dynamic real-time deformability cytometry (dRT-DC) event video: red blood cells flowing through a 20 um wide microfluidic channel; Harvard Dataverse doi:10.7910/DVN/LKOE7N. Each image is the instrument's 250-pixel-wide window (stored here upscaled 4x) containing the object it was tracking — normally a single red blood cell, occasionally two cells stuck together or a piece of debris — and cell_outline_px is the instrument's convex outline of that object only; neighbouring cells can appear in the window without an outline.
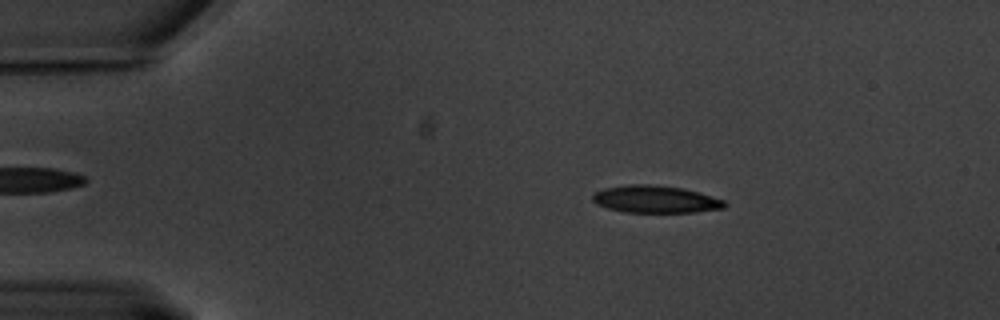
{"species": "common noctule bat (a hibernating species)", "species_latin": "Nyctalus noctula", "temperature_condition": "warm", "stored_images_in_passage": 60, "camera_frame_rate_fps": 3000, "um_per_image_px": 0.085, "animal": {"sex": "male", "body_mass_g": 20.1, "forearm_length_mm": 53.5}, "frame": {"image": 1, "passage_image": 10, "time_ms": 3.0, "image_size_px": [1000, 320], "cell_outline_px": [[728, 204], [724, 208], [696, 212], [624, 212], [608, 208], [596, 204], [592, 200], [592, 192], [604, 188], [632, 184], [652, 184], [684, 188], [724, 200]], "centroid_in_image_um": [55.69, 16.93], "position_along_channel_um": 29.3, "area_um2": 21.1}}
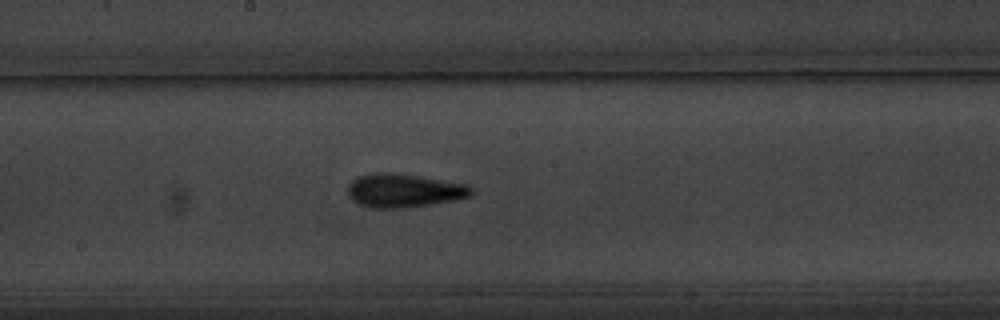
{"frame": {"image": 2, "passage_image": 32, "time_ms": 10.333, "image_size_px": [1000, 320], "cell_outline_px": [[472, 196], [456, 200], [400, 208], [372, 208], [360, 204], [348, 192], [348, 184], [352, 180], [360, 176], [376, 172], [388, 172], [420, 176], [472, 184]], "centroid_in_image_um": [34.41, 16.18], "position_along_channel_um": 213.8, "area_um2": 24.1}}
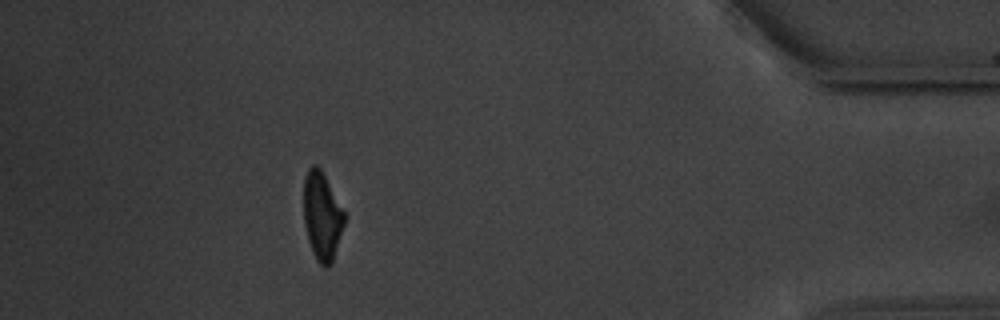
{"frame": {"image": 3, "passage_image": 54, "time_ms": 17.667, "image_size_px": [1000, 320], "cell_outline_px": [[344, 224], [332, 264], [328, 268], [324, 268], [316, 260], [312, 252], [308, 240], [304, 224], [304, 180], [308, 168], [312, 164], [316, 164], [324, 172], [344, 212]], "centroid_in_image_um": [27.36, 18.37], "position_along_channel_um": 407.8, "area_um2": 21.04}, "authors_computed_cell_mechanics": {"area_um2": 21.9351, "velocity_mm_per_s": 3.3104, "shape_relaxation_time_tau1_ms": 3.8042, "shape_relaxation_time_tau2_ms": 2.0683, "deformation_change_tau1": 0.1597, "deformation_change_tau2": 0.0961}}